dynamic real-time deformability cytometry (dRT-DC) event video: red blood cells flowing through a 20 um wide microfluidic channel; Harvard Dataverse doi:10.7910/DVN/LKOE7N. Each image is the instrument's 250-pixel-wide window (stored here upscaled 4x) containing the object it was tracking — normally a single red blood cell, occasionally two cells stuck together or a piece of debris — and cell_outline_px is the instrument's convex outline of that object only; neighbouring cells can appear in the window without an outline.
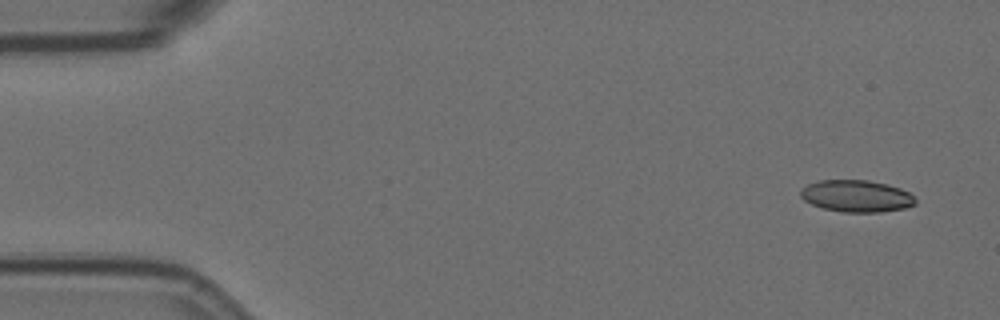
{"species": "Egyptian fruit bat (a non-hibernating species)", "species_latin": "Rousettus aegyptiacus", "temperature_condition": "room temperature", "stored_images_in_passage": 6, "camera_frame_rate_fps": 3000, "um_per_image_px": 0.085, "animal": {"sex": "female"}, "frame": {"image": 1, "passage_image": 1, "time_ms": 0.0, "image_size_px": [1000, 320], "cell_outline_px": [[916, 204], [904, 208], [880, 212], [844, 212], [824, 208], [812, 204], [804, 200], [800, 196], [800, 188], [808, 184], [820, 180], [868, 180], [888, 184], [900, 188], [908, 192], [916, 200]], "centroid_in_image_um": [72.79, 16.66], "position_along_channel_um": 12.2, "area_um2": 21.33}}
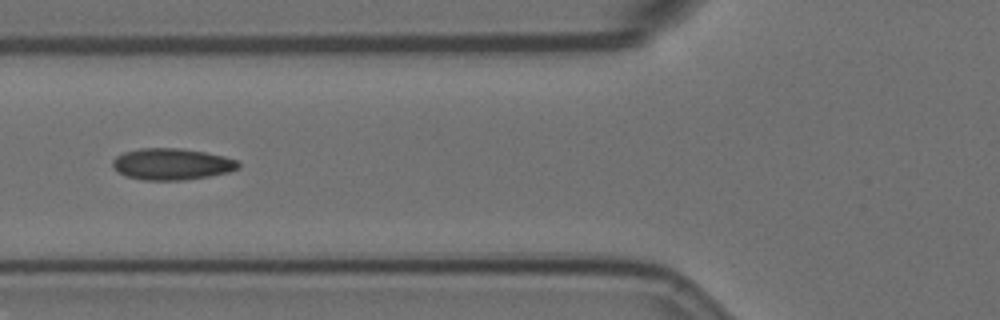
{"frame": {"image": 2, "passage_image": 6, "time_ms": 6.0, "image_size_px": [1000, 320], "cell_outline_px": [[240, 168], [228, 172], [208, 176], [184, 180], [144, 180], [124, 176], [112, 168], [112, 160], [116, 156], [124, 152], [140, 148], [180, 148], [204, 152], [224, 156], [236, 160], [240, 164]], "centroid_in_image_um": [14.57, 13.95], "position_along_channel_um": 111.2, "area_um2": 23.18}}